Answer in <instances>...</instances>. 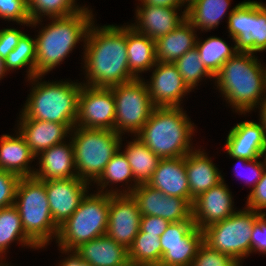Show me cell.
I'll use <instances>...</instances> for the list:
<instances>
[{"mask_svg": "<svg viewBox=\"0 0 266 266\" xmlns=\"http://www.w3.org/2000/svg\"><path fill=\"white\" fill-rule=\"evenodd\" d=\"M60 248V251H62L61 253H68L67 255H69V253H71L69 255V257H65V259L60 260V263L58 266H93L90 265L86 260H83V258L77 253V251H75V249H65V248Z\"/></svg>", "mask_w": 266, "mask_h": 266, "instance_id": "obj_49", "label": "cell"}, {"mask_svg": "<svg viewBox=\"0 0 266 266\" xmlns=\"http://www.w3.org/2000/svg\"><path fill=\"white\" fill-rule=\"evenodd\" d=\"M224 181L223 178L221 182L200 194L193 201L192 220L201 231L236 212L233 207L232 192L229 191Z\"/></svg>", "mask_w": 266, "mask_h": 266, "instance_id": "obj_15", "label": "cell"}, {"mask_svg": "<svg viewBox=\"0 0 266 266\" xmlns=\"http://www.w3.org/2000/svg\"><path fill=\"white\" fill-rule=\"evenodd\" d=\"M260 252L266 255V213H261L253 225L251 236V253Z\"/></svg>", "mask_w": 266, "mask_h": 266, "instance_id": "obj_45", "label": "cell"}, {"mask_svg": "<svg viewBox=\"0 0 266 266\" xmlns=\"http://www.w3.org/2000/svg\"><path fill=\"white\" fill-rule=\"evenodd\" d=\"M136 8L137 24L132 23L130 26L154 41L173 31L187 19L186 8H184L181 16L178 15V11L182 7H160L141 4Z\"/></svg>", "mask_w": 266, "mask_h": 266, "instance_id": "obj_16", "label": "cell"}, {"mask_svg": "<svg viewBox=\"0 0 266 266\" xmlns=\"http://www.w3.org/2000/svg\"><path fill=\"white\" fill-rule=\"evenodd\" d=\"M33 159L36 156L19 131L15 136L3 134L0 137V170L13 172L20 177H31L34 170L29 164Z\"/></svg>", "mask_w": 266, "mask_h": 266, "instance_id": "obj_22", "label": "cell"}, {"mask_svg": "<svg viewBox=\"0 0 266 266\" xmlns=\"http://www.w3.org/2000/svg\"><path fill=\"white\" fill-rule=\"evenodd\" d=\"M17 28H4L0 30V57L5 60L8 54L17 46L20 38L24 35Z\"/></svg>", "mask_w": 266, "mask_h": 266, "instance_id": "obj_47", "label": "cell"}, {"mask_svg": "<svg viewBox=\"0 0 266 266\" xmlns=\"http://www.w3.org/2000/svg\"><path fill=\"white\" fill-rule=\"evenodd\" d=\"M42 77L35 75L29 79L32 89L21 113L29 119L69 124L74 128L82 84L73 81L41 82Z\"/></svg>", "mask_w": 266, "mask_h": 266, "instance_id": "obj_5", "label": "cell"}, {"mask_svg": "<svg viewBox=\"0 0 266 266\" xmlns=\"http://www.w3.org/2000/svg\"><path fill=\"white\" fill-rule=\"evenodd\" d=\"M249 35L252 37V53L266 50V9L261 2L250 1Z\"/></svg>", "mask_w": 266, "mask_h": 266, "instance_id": "obj_37", "label": "cell"}, {"mask_svg": "<svg viewBox=\"0 0 266 266\" xmlns=\"http://www.w3.org/2000/svg\"><path fill=\"white\" fill-rule=\"evenodd\" d=\"M1 259H0V266H8L9 264H7V263H5L4 261H3V257H0ZM4 262V263H3Z\"/></svg>", "mask_w": 266, "mask_h": 266, "instance_id": "obj_55", "label": "cell"}, {"mask_svg": "<svg viewBox=\"0 0 266 266\" xmlns=\"http://www.w3.org/2000/svg\"><path fill=\"white\" fill-rule=\"evenodd\" d=\"M262 157H264V162H265V166H266V144H265V147H264V151H263Z\"/></svg>", "mask_w": 266, "mask_h": 266, "instance_id": "obj_54", "label": "cell"}, {"mask_svg": "<svg viewBox=\"0 0 266 266\" xmlns=\"http://www.w3.org/2000/svg\"><path fill=\"white\" fill-rule=\"evenodd\" d=\"M0 18L30 26L27 0H0Z\"/></svg>", "mask_w": 266, "mask_h": 266, "instance_id": "obj_42", "label": "cell"}, {"mask_svg": "<svg viewBox=\"0 0 266 266\" xmlns=\"http://www.w3.org/2000/svg\"><path fill=\"white\" fill-rule=\"evenodd\" d=\"M109 205L110 194L87 193L72 216L59 226L58 246L71 250L106 235Z\"/></svg>", "mask_w": 266, "mask_h": 266, "instance_id": "obj_8", "label": "cell"}, {"mask_svg": "<svg viewBox=\"0 0 266 266\" xmlns=\"http://www.w3.org/2000/svg\"><path fill=\"white\" fill-rule=\"evenodd\" d=\"M232 46H228L220 37L211 36L203 42L197 38L195 47L204 66L215 76L222 65L238 52L235 43Z\"/></svg>", "mask_w": 266, "mask_h": 266, "instance_id": "obj_31", "label": "cell"}, {"mask_svg": "<svg viewBox=\"0 0 266 266\" xmlns=\"http://www.w3.org/2000/svg\"><path fill=\"white\" fill-rule=\"evenodd\" d=\"M227 18L229 35L237 51L252 53V37L249 35L250 0L237 4Z\"/></svg>", "mask_w": 266, "mask_h": 266, "instance_id": "obj_30", "label": "cell"}, {"mask_svg": "<svg viewBox=\"0 0 266 266\" xmlns=\"http://www.w3.org/2000/svg\"><path fill=\"white\" fill-rule=\"evenodd\" d=\"M194 26L186 19L173 31L155 41L156 61L174 64L187 51L196 46L197 34Z\"/></svg>", "mask_w": 266, "mask_h": 266, "instance_id": "obj_24", "label": "cell"}, {"mask_svg": "<svg viewBox=\"0 0 266 266\" xmlns=\"http://www.w3.org/2000/svg\"><path fill=\"white\" fill-rule=\"evenodd\" d=\"M171 222L156 216H142L140 231L145 234L161 236Z\"/></svg>", "mask_w": 266, "mask_h": 266, "instance_id": "obj_48", "label": "cell"}, {"mask_svg": "<svg viewBox=\"0 0 266 266\" xmlns=\"http://www.w3.org/2000/svg\"><path fill=\"white\" fill-rule=\"evenodd\" d=\"M266 144V134L260 123L243 121L230 129L225 150L231 158L254 160L261 158Z\"/></svg>", "mask_w": 266, "mask_h": 266, "instance_id": "obj_17", "label": "cell"}, {"mask_svg": "<svg viewBox=\"0 0 266 266\" xmlns=\"http://www.w3.org/2000/svg\"><path fill=\"white\" fill-rule=\"evenodd\" d=\"M200 54L196 47L187 51L174 65L181 74L187 86L193 90L203 78H215V76L204 66L200 60ZM203 77V78H202Z\"/></svg>", "mask_w": 266, "mask_h": 266, "instance_id": "obj_35", "label": "cell"}, {"mask_svg": "<svg viewBox=\"0 0 266 266\" xmlns=\"http://www.w3.org/2000/svg\"><path fill=\"white\" fill-rule=\"evenodd\" d=\"M233 159H235V160H237L239 163H243V164H245V165H243L242 167H244V166H247L248 168L247 169H250L249 171H250V173H249V176H248V174H247V177L246 176H244V175H242V174H240L239 172H237L238 171V169L237 170H235L234 172H237L236 173V176H241V177H243V179H246L245 181V183L248 185H252V189L255 187V185L261 180V177H262V174H263V171H264V169L266 168V166H265V162L263 161V162H261V160H260V158H256V159H254V160H247V159H244V158H233ZM258 159H259V161H258ZM237 162V163H238ZM241 163V164H242ZM236 165V164H235ZM239 173V174H238ZM245 175H246V173H245ZM241 177H239V178H241ZM245 177V178H244Z\"/></svg>", "mask_w": 266, "mask_h": 266, "instance_id": "obj_46", "label": "cell"}, {"mask_svg": "<svg viewBox=\"0 0 266 266\" xmlns=\"http://www.w3.org/2000/svg\"><path fill=\"white\" fill-rule=\"evenodd\" d=\"M8 73L5 69L4 60L0 57V80Z\"/></svg>", "mask_w": 266, "mask_h": 266, "instance_id": "obj_52", "label": "cell"}, {"mask_svg": "<svg viewBox=\"0 0 266 266\" xmlns=\"http://www.w3.org/2000/svg\"><path fill=\"white\" fill-rule=\"evenodd\" d=\"M200 230L193 221L172 222L160 236L161 258L165 246L186 245Z\"/></svg>", "mask_w": 266, "mask_h": 266, "instance_id": "obj_38", "label": "cell"}, {"mask_svg": "<svg viewBox=\"0 0 266 266\" xmlns=\"http://www.w3.org/2000/svg\"><path fill=\"white\" fill-rule=\"evenodd\" d=\"M115 99L110 88L82 84L76 126L114 131Z\"/></svg>", "mask_w": 266, "mask_h": 266, "instance_id": "obj_11", "label": "cell"}, {"mask_svg": "<svg viewBox=\"0 0 266 266\" xmlns=\"http://www.w3.org/2000/svg\"><path fill=\"white\" fill-rule=\"evenodd\" d=\"M141 217L131 194H110L106 235L128 249L139 233Z\"/></svg>", "mask_w": 266, "mask_h": 266, "instance_id": "obj_12", "label": "cell"}, {"mask_svg": "<svg viewBox=\"0 0 266 266\" xmlns=\"http://www.w3.org/2000/svg\"><path fill=\"white\" fill-rule=\"evenodd\" d=\"M194 149L185 156V168L189 182L190 203L223 180L219 169L204 152Z\"/></svg>", "mask_w": 266, "mask_h": 266, "instance_id": "obj_21", "label": "cell"}, {"mask_svg": "<svg viewBox=\"0 0 266 266\" xmlns=\"http://www.w3.org/2000/svg\"><path fill=\"white\" fill-rule=\"evenodd\" d=\"M231 0H195L187 6L186 18L196 30L215 29L227 15Z\"/></svg>", "mask_w": 266, "mask_h": 266, "instance_id": "obj_27", "label": "cell"}, {"mask_svg": "<svg viewBox=\"0 0 266 266\" xmlns=\"http://www.w3.org/2000/svg\"><path fill=\"white\" fill-rule=\"evenodd\" d=\"M147 184L165 195L184 198L190 202L185 156L161 158Z\"/></svg>", "mask_w": 266, "mask_h": 266, "instance_id": "obj_20", "label": "cell"}, {"mask_svg": "<svg viewBox=\"0 0 266 266\" xmlns=\"http://www.w3.org/2000/svg\"><path fill=\"white\" fill-rule=\"evenodd\" d=\"M14 241H18L23 247L39 248L26 235L17 207L11 205L0 209V257L6 255L5 252Z\"/></svg>", "mask_w": 266, "mask_h": 266, "instance_id": "obj_29", "label": "cell"}, {"mask_svg": "<svg viewBox=\"0 0 266 266\" xmlns=\"http://www.w3.org/2000/svg\"><path fill=\"white\" fill-rule=\"evenodd\" d=\"M257 108L260 109V111H259L260 112L259 123L263 127V130L266 134V98L264 99V101L259 106H257Z\"/></svg>", "mask_w": 266, "mask_h": 266, "instance_id": "obj_51", "label": "cell"}, {"mask_svg": "<svg viewBox=\"0 0 266 266\" xmlns=\"http://www.w3.org/2000/svg\"><path fill=\"white\" fill-rule=\"evenodd\" d=\"M36 63V40L28 34H24L17 46L12 50L4 60L5 69L7 72L22 67H27L28 80L35 76Z\"/></svg>", "mask_w": 266, "mask_h": 266, "instance_id": "obj_34", "label": "cell"}, {"mask_svg": "<svg viewBox=\"0 0 266 266\" xmlns=\"http://www.w3.org/2000/svg\"><path fill=\"white\" fill-rule=\"evenodd\" d=\"M93 17L91 9L82 8L70 16L50 18L35 38V75H46L62 64L79 41L85 42Z\"/></svg>", "mask_w": 266, "mask_h": 266, "instance_id": "obj_3", "label": "cell"}, {"mask_svg": "<svg viewBox=\"0 0 266 266\" xmlns=\"http://www.w3.org/2000/svg\"><path fill=\"white\" fill-rule=\"evenodd\" d=\"M128 259L134 266H159L161 260L160 236L139 230L128 248Z\"/></svg>", "mask_w": 266, "mask_h": 266, "instance_id": "obj_32", "label": "cell"}, {"mask_svg": "<svg viewBox=\"0 0 266 266\" xmlns=\"http://www.w3.org/2000/svg\"><path fill=\"white\" fill-rule=\"evenodd\" d=\"M21 223L26 235L39 247L44 248L56 240L59 227L53 221L45 189V181L34 176L21 177L15 196Z\"/></svg>", "mask_w": 266, "mask_h": 266, "instance_id": "obj_6", "label": "cell"}, {"mask_svg": "<svg viewBox=\"0 0 266 266\" xmlns=\"http://www.w3.org/2000/svg\"><path fill=\"white\" fill-rule=\"evenodd\" d=\"M257 58L255 53L237 52L214 78L222 97L241 115L257 108L266 98V68Z\"/></svg>", "mask_w": 266, "mask_h": 266, "instance_id": "obj_2", "label": "cell"}, {"mask_svg": "<svg viewBox=\"0 0 266 266\" xmlns=\"http://www.w3.org/2000/svg\"><path fill=\"white\" fill-rule=\"evenodd\" d=\"M84 67L86 83L91 87L109 88L136 79L129 70L126 25L95 27L88 29L84 42Z\"/></svg>", "mask_w": 266, "mask_h": 266, "instance_id": "obj_1", "label": "cell"}, {"mask_svg": "<svg viewBox=\"0 0 266 266\" xmlns=\"http://www.w3.org/2000/svg\"><path fill=\"white\" fill-rule=\"evenodd\" d=\"M30 26L42 22V16L49 18L66 17L75 14L85 6H79L75 0H27Z\"/></svg>", "mask_w": 266, "mask_h": 266, "instance_id": "obj_33", "label": "cell"}, {"mask_svg": "<svg viewBox=\"0 0 266 266\" xmlns=\"http://www.w3.org/2000/svg\"><path fill=\"white\" fill-rule=\"evenodd\" d=\"M127 143L123 153L125 154L134 176L135 182L147 184L156 170L160 157L146 146L139 137Z\"/></svg>", "mask_w": 266, "mask_h": 266, "instance_id": "obj_28", "label": "cell"}, {"mask_svg": "<svg viewBox=\"0 0 266 266\" xmlns=\"http://www.w3.org/2000/svg\"><path fill=\"white\" fill-rule=\"evenodd\" d=\"M246 203L245 207L259 213H263L262 210L266 209V168L263 171L261 180L251 189Z\"/></svg>", "mask_w": 266, "mask_h": 266, "instance_id": "obj_44", "label": "cell"}, {"mask_svg": "<svg viewBox=\"0 0 266 266\" xmlns=\"http://www.w3.org/2000/svg\"><path fill=\"white\" fill-rule=\"evenodd\" d=\"M160 217L172 222L193 221L192 204L184 198L161 195Z\"/></svg>", "mask_w": 266, "mask_h": 266, "instance_id": "obj_39", "label": "cell"}, {"mask_svg": "<svg viewBox=\"0 0 266 266\" xmlns=\"http://www.w3.org/2000/svg\"><path fill=\"white\" fill-rule=\"evenodd\" d=\"M143 5H154L160 7H182L186 6L183 0H138Z\"/></svg>", "mask_w": 266, "mask_h": 266, "instance_id": "obj_50", "label": "cell"}, {"mask_svg": "<svg viewBox=\"0 0 266 266\" xmlns=\"http://www.w3.org/2000/svg\"><path fill=\"white\" fill-rule=\"evenodd\" d=\"M190 266H242L229 255L211 248L204 241Z\"/></svg>", "mask_w": 266, "mask_h": 266, "instance_id": "obj_41", "label": "cell"}, {"mask_svg": "<svg viewBox=\"0 0 266 266\" xmlns=\"http://www.w3.org/2000/svg\"><path fill=\"white\" fill-rule=\"evenodd\" d=\"M126 43L130 73L139 79V73L153 69L157 63L155 41L127 25Z\"/></svg>", "mask_w": 266, "mask_h": 266, "instance_id": "obj_25", "label": "cell"}, {"mask_svg": "<svg viewBox=\"0 0 266 266\" xmlns=\"http://www.w3.org/2000/svg\"><path fill=\"white\" fill-rule=\"evenodd\" d=\"M19 119L17 130L35 156L51 146L64 142L65 137L69 138L71 134L72 127L69 124L29 119L22 113Z\"/></svg>", "mask_w": 266, "mask_h": 266, "instance_id": "obj_18", "label": "cell"}, {"mask_svg": "<svg viewBox=\"0 0 266 266\" xmlns=\"http://www.w3.org/2000/svg\"><path fill=\"white\" fill-rule=\"evenodd\" d=\"M67 143L64 141L39 153L36 156L39 168L34 169L33 176L44 181L78 177L73 144L72 141Z\"/></svg>", "mask_w": 266, "mask_h": 266, "instance_id": "obj_19", "label": "cell"}, {"mask_svg": "<svg viewBox=\"0 0 266 266\" xmlns=\"http://www.w3.org/2000/svg\"><path fill=\"white\" fill-rule=\"evenodd\" d=\"M203 241V231L200 230L186 245L165 246L159 266H190Z\"/></svg>", "mask_w": 266, "mask_h": 266, "instance_id": "obj_36", "label": "cell"}, {"mask_svg": "<svg viewBox=\"0 0 266 266\" xmlns=\"http://www.w3.org/2000/svg\"><path fill=\"white\" fill-rule=\"evenodd\" d=\"M123 266H134L131 262H128L126 265Z\"/></svg>", "mask_w": 266, "mask_h": 266, "instance_id": "obj_56", "label": "cell"}, {"mask_svg": "<svg viewBox=\"0 0 266 266\" xmlns=\"http://www.w3.org/2000/svg\"><path fill=\"white\" fill-rule=\"evenodd\" d=\"M20 179L13 172L0 170V209L14 205Z\"/></svg>", "mask_w": 266, "mask_h": 266, "instance_id": "obj_43", "label": "cell"}, {"mask_svg": "<svg viewBox=\"0 0 266 266\" xmlns=\"http://www.w3.org/2000/svg\"><path fill=\"white\" fill-rule=\"evenodd\" d=\"M160 190L148 184H139L131 193L136 200L142 216L160 217L161 195Z\"/></svg>", "mask_w": 266, "mask_h": 266, "instance_id": "obj_40", "label": "cell"}, {"mask_svg": "<svg viewBox=\"0 0 266 266\" xmlns=\"http://www.w3.org/2000/svg\"><path fill=\"white\" fill-rule=\"evenodd\" d=\"M194 128L182 107H155L136 136L160 158H176L195 149Z\"/></svg>", "mask_w": 266, "mask_h": 266, "instance_id": "obj_4", "label": "cell"}, {"mask_svg": "<svg viewBox=\"0 0 266 266\" xmlns=\"http://www.w3.org/2000/svg\"><path fill=\"white\" fill-rule=\"evenodd\" d=\"M122 141L120 144V149L117 151L111 158V160L108 162V164L105 166V169L103 173L100 175V177L93 183H96L97 186H100V190L98 192L100 193H108V194H131L132 191L138 186V184L135 182L134 176L132 174V170L130 167V164L123 152H120L122 147ZM125 181V182H124ZM133 181V183H132ZM119 182L123 184H128V182L131 184L124 190L120 189H113L112 187L110 190L105 189L108 185L111 184H117ZM110 183V184H109ZM105 189V191H104Z\"/></svg>", "mask_w": 266, "mask_h": 266, "instance_id": "obj_26", "label": "cell"}, {"mask_svg": "<svg viewBox=\"0 0 266 266\" xmlns=\"http://www.w3.org/2000/svg\"><path fill=\"white\" fill-rule=\"evenodd\" d=\"M184 1V3H185V5H186V9H187V6L189 5V4H191L193 1H195V0H183Z\"/></svg>", "mask_w": 266, "mask_h": 266, "instance_id": "obj_53", "label": "cell"}, {"mask_svg": "<svg viewBox=\"0 0 266 266\" xmlns=\"http://www.w3.org/2000/svg\"><path fill=\"white\" fill-rule=\"evenodd\" d=\"M260 214L247 207L237 210L221 222L205 228L204 242L240 264L242 258L245 259L251 254L253 225Z\"/></svg>", "mask_w": 266, "mask_h": 266, "instance_id": "obj_9", "label": "cell"}, {"mask_svg": "<svg viewBox=\"0 0 266 266\" xmlns=\"http://www.w3.org/2000/svg\"><path fill=\"white\" fill-rule=\"evenodd\" d=\"M70 136L78 177L88 183L95 182L112 156L119 151L122 136L111 130L78 126L71 129Z\"/></svg>", "mask_w": 266, "mask_h": 266, "instance_id": "obj_7", "label": "cell"}, {"mask_svg": "<svg viewBox=\"0 0 266 266\" xmlns=\"http://www.w3.org/2000/svg\"><path fill=\"white\" fill-rule=\"evenodd\" d=\"M75 251L93 266H123L129 262L128 249L107 235L82 243Z\"/></svg>", "mask_w": 266, "mask_h": 266, "instance_id": "obj_23", "label": "cell"}, {"mask_svg": "<svg viewBox=\"0 0 266 266\" xmlns=\"http://www.w3.org/2000/svg\"><path fill=\"white\" fill-rule=\"evenodd\" d=\"M153 69L150 82H145L152 104L155 107H180L182 98L192 90L184 82L176 66L157 62Z\"/></svg>", "mask_w": 266, "mask_h": 266, "instance_id": "obj_14", "label": "cell"}, {"mask_svg": "<svg viewBox=\"0 0 266 266\" xmlns=\"http://www.w3.org/2000/svg\"><path fill=\"white\" fill-rule=\"evenodd\" d=\"M89 184L79 177L45 181L50 212L58 227L79 207L88 193Z\"/></svg>", "mask_w": 266, "mask_h": 266, "instance_id": "obj_13", "label": "cell"}, {"mask_svg": "<svg viewBox=\"0 0 266 266\" xmlns=\"http://www.w3.org/2000/svg\"><path fill=\"white\" fill-rule=\"evenodd\" d=\"M115 99L114 131L136 136L150 118L155 106L142 78L109 87Z\"/></svg>", "mask_w": 266, "mask_h": 266, "instance_id": "obj_10", "label": "cell"}]
</instances>
